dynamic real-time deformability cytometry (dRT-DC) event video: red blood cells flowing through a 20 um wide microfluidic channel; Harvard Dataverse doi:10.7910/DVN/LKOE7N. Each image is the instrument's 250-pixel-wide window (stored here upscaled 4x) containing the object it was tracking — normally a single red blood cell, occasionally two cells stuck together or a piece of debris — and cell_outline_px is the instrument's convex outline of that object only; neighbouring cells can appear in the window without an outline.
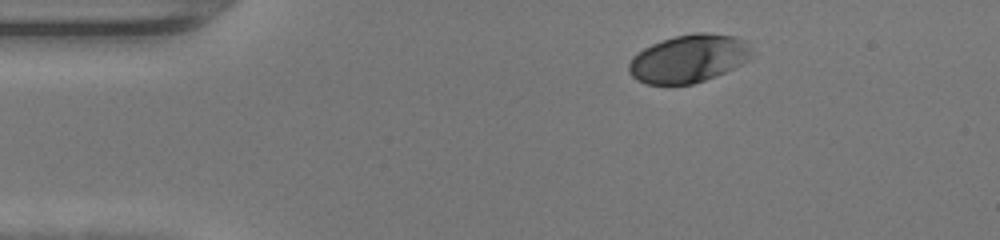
{"species": "human", "species_latin": "Homo sapiens", "temperature_condition": "warm", "stored_images_in_passage": 41, "camera_frame_rate_fps": 3000, "um_per_image_px": 0.085, "donor": {"sex": "female"}, "frame": {"image": 1, "passage_image": 1, "time_ms": 0.0, "image_size_px": [1000, 240], "cell_outline_px": [[752, 52], [748, 60], [716, 76], [692, 84], [648, 84], [636, 80], [628, 72], [628, 64], [632, 56], [644, 48], [652, 44], [676, 36], [696, 32], [704, 32], [736, 36], [748, 40]], "centroid_in_image_um": [58.54, 4.97], "position_along_channel_um": 26.5, "area_um2": 34.33}}
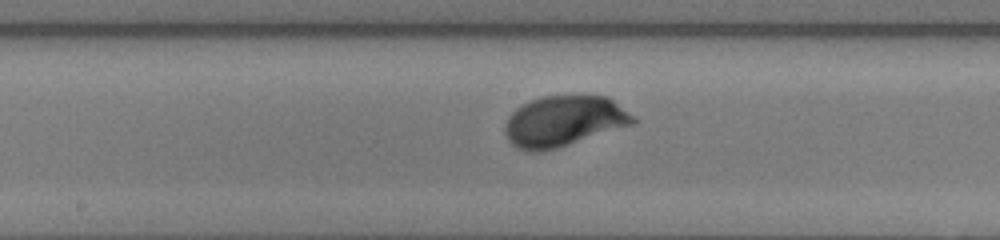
{"frame": {"image": 2, "passage_image": 18, "time_ms": 5.667, "image_size_px": [1000, 240], "cell_outline_px": [[636, 124], [556, 148], [540, 152], [528, 152], [512, 144], [508, 140], [504, 132], [504, 124], [508, 116], [516, 108], [532, 100], [544, 96], [608, 96], [636, 116]], "centroid_in_image_um": [47.95, 10.3], "position_along_channel_um": 200.3, "area_um2": 37.97}}
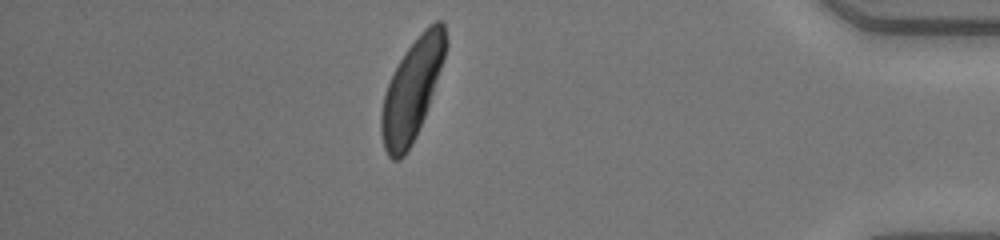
{"frame": {"image": 3, "passage_image": 35, "time_ms": 11.333, "image_size_px": [1000, 240], "cell_outline_px": [[448, 44], [424, 116], [416, 136], [412, 144], [404, 156], [400, 160], [392, 160], [388, 156], [384, 148], [380, 132], [380, 112], [384, 96], [388, 84], [404, 52], [424, 28], [428, 24], [436, 20], [440, 20], [444, 24], [448, 40]], "centroid_in_image_um": [35.0, 7.63], "position_along_channel_um": 400.2, "area_um2": 37.28}, "authors_computed_cell_mechanics": {"area_um2": 36.6452, "velocity_mm_per_s": 4.2803, "shape_relaxation_time_tau1_ms": 1.8629, "shape_relaxation_time_tau2_ms": null, "deformation_change_tau1": 0.1378, "deformation_change_tau2": null}}